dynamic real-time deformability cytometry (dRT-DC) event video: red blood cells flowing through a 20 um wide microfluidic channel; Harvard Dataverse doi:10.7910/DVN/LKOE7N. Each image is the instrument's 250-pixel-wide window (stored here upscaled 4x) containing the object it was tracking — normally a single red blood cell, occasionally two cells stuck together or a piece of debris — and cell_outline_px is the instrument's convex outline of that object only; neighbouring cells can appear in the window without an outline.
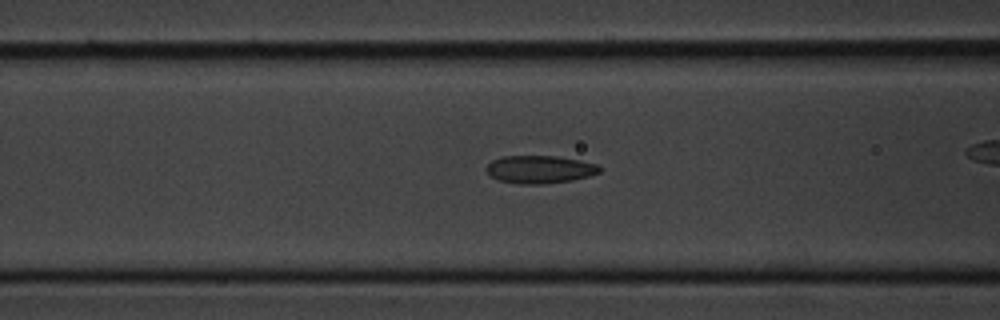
{"species": "common noctule bat (a hibernating species)", "species_latin": "Nyctalus noctula", "temperature_condition": "cold", "stored_images_in_passage": 45, "segment_of_instrument_passage": [1, 2], "camera_frame_rate_fps": 3000, "um_per_image_px": 0.085, "animal": {"sex": "male", "body_mass_g": 20.1, "forearm_length_mm": 53.5}, "frame": {"image": 1, "passage_image": 22, "time_ms": 7.0, "image_size_px": [1000, 320], "cell_outline_px": [[600, 172], [588, 176], [572, 180], [544, 184], [520, 184], [500, 180], [488, 176], [484, 168], [492, 160], [504, 156], [556, 156], [580, 160], [596, 164], [600, 168]], "centroid_in_image_um": [45.83, 14.4], "position_along_channel_um": 120.8, "area_um2": 18.38}}
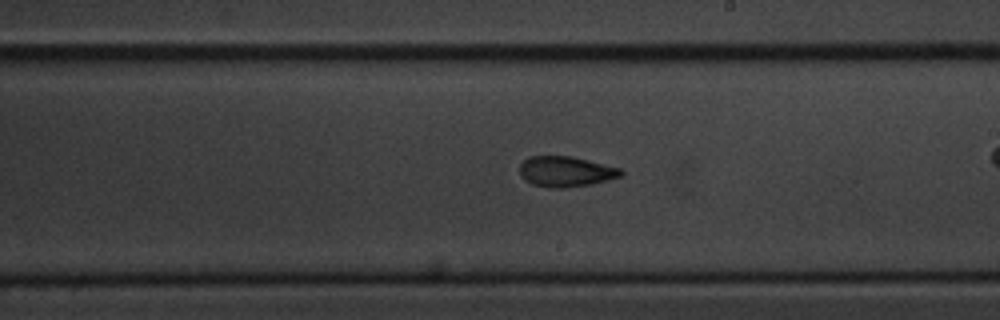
{"frame": {"image": 2, "passage_image": 32, "time_ms": 10.333, "image_size_px": [1000, 320], "cell_outline_px": [[624, 172], [620, 176], [592, 184], [564, 188], [552, 188], [532, 184], [524, 180], [520, 176], [520, 164], [528, 156], [572, 156], [620, 168]], "centroid_in_image_um": [48.06, 14.58], "position_along_channel_um": 240.9, "area_um2": 17.98}}
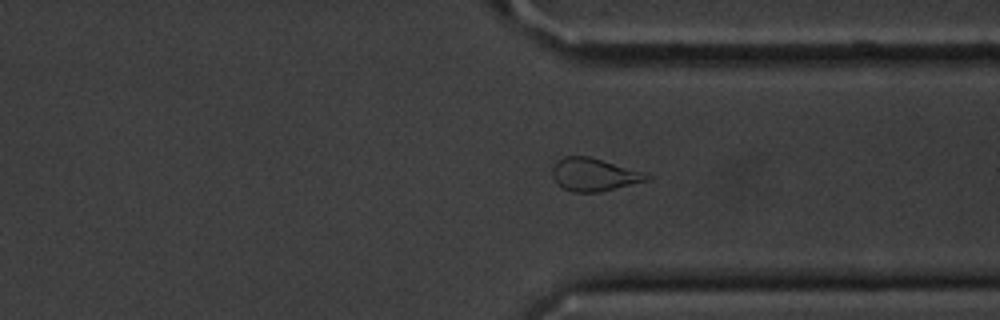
{"frame": {"image": 3, "passage_image": 42, "time_ms": 13.667, "image_size_px": [1000, 320], "cell_outline_px": [[652, 176], [648, 180], [600, 192], [572, 192], [556, 184], [552, 176], [552, 168], [556, 160], [564, 156], [588, 156], [648, 172]], "centroid_in_image_um": [50.5, 14.83], "position_along_channel_um": 360.9, "area_um2": 18.38}}